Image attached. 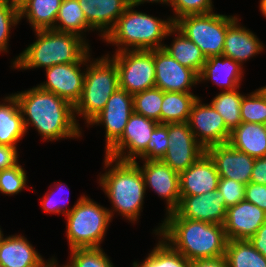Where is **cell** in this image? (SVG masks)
<instances>
[{"mask_svg":"<svg viewBox=\"0 0 266 267\" xmlns=\"http://www.w3.org/2000/svg\"><path fill=\"white\" fill-rule=\"evenodd\" d=\"M14 95L22 113L26 132L31 124L43 140L53 141L81 136L74 106L67 100L38 86Z\"/></svg>","mask_w":266,"mask_h":267,"instance_id":"cell-1","label":"cell"},{"mask_svg":"<svg viewBox=\"0 0 266 267\" xmlns=\"http://www.w3.org/2000/svg\"><path fill=\"white\" fill-rule=\"evenodd\" d=\"M162 222L154 234L190 262L225 256L228 240L224 225L181 218L175 211L167 214Z\"/></svg>","mask_w":266,"mask_h":267,"instance_id":"cell-2","label":"cell"},{"mask_svg":"<svg viewBox=\"0 0 266 267\" xmlns=\"http://www.w3.org/2000/svg\"><path fill=\"white\" fill-rule=\"evenodd\" d=\"M36 41L30 44L13 62V68H48L56 64L87 62L89 45L84 37L54 29L35 31Z\"/></svg>","mask_w":266,"mask_h":267,"instance_id":"cell-3","label":"cell"},{"mask_svg":"<svg viewBox=\"0 0 266 267\" xmlns=\"http://www.w3.org/2000/svg\"><path fill=\"white\" fill-rule=\"evenodd\" d=\"M104 162L105 169L112 168L100 175L99 185L113 205L114 210H109L111 218L115 211L130 222H136L140 216L146 194L139 163L137 160L119 161L107 156H105Z\"/></svg>","mask_w":266,"mask_h":267,"instance_id":"cell-4","label":"cell"},{"mask_svg":"<svg viewBox=\"0 0 266 267\" xmlns=\"http://www.w3.org/2000/svg\"><path fill=\"white\" fill-rule=\"evenodd\" d=\"M157 18L129 5L103 40L116 45L115 52L163 48V38L174 34V22L172 18Z\"/></svg>","mask_w":266,"mask_h":267,"instance_id":"cell-5","label":"cell"},{"mask_svg":"<svg viewBox=\"0 0 266 267\" xmlns=\"http://www.w3.org/2000/svg\"><path fill=\"white\" fill-rule=\"evenodd\" d=\"M109 56L107 54L94 61L87 57L82 95L74 106V114L83 116L87 124L105 107L110 96L119 88L118 69Z\"/></svg>","mask_w":266,"mask_h":267,"instance_id":"cell-6","label":"cell"},{"mask_svg":"<svg viewBox=\"0 0 266 267\" xmlns=\"http://www.w3.org/2000/svg\"><path fill=\"white\" fill-rule=\"evenodd\" d=\"M66 216V232L70 250L100 248L112 219L109 209L83 195Z\"/></svg>","mask_w":266,"mask_h":267,"instance_id":"cell-7","label":"cell"},{"mask_svg":"<svg viewBox=\"0 0 266 267\" xmlns=\"http://www.w3.org/2000/svg\"><path fill=\"white\" fill-rule=\"evenodd\" d=\"M236 16L214 12L186 15L174 22V26L193 41L206 58L223 54L227 27Z\"/></svg>","mask_w":266,"mask_h":267,"instance_id":"cell-8","label":"cell"},{"mask_svg":"<svg viewBox=\"0 0 266 267\" xmlns=\"http://www.w3.org/2000/svg\"><path fill=\"white\" fill-rule=\"evenodd\" d=\"M119 88L136 94L155 87L154 50H127L115 52Z\"/></svg>","mask_w":266,"mask_h":267,"instance_id":"cell-9","label":"cell"},{"mask_svg":"<svg viewBox=\"0 0 266 267\" xmlns=\"http://www.w3.org/2000/svg\"><path fill=\"white\" fill-rule=\"evenodd\" d=\"M158 124L155 120L133 112L123 134L105 151V156L119 161H136L147 148L152 132Z\"/></svg>","mask_w":266,"mask_h":267,"instance_id":"cell-10","label":"cell"},{"mask_svg":"<svg viewBox=\"0 0 266 267\" xmlns=\"http://www.w3.org/2000/svg\"><path fill=\"white\" fill-rule=\"evenodd\" d=\"M168 138L169 147L161 160L179 174L205 153L187 122L168 123Z\"/></svg>","mask_w":266,"mask_h":267,"instance_id":"cell-11","label":"cell"},{"mask_svg":"<svg viewBox=\"0 0 266 267\" xmlns=\"http://www.w3.org/2000/svg\"><path fill=\"white\" fill-rule=\"evenodd\" d=\"M198 97L193 103L187 121L196 140L206 149L216 144L228 143L231 131L222 116L211 104H202Z\"/></svg>","mask_w":266,"mask_h":267,"instance_id":"cell-12","label":"cell"},{"mask_svg":"<svg viewBox=\"0 0 266 267\" xmlns=\"http://www.w3.org/2000/svg\"><path fill=\"white\" fill-rule=\"evenodd\" d=\"M155 87L163 92L192 93L190 88L199 83V75L181 65L163 48L154 49Z\"/></svg>","mask_w":266,"mask_h":267,"instance_id":"cell-13","label":"cell"},{"mask_svg":"<svg viewBox=\"0 0 266 267\" xmlns=\"http://www.w3.org/2000/svg\"><path fill=\"white\" fill-rule=\"evenodd\" d=\"M134 112L133 95L118 88L108 99L105 107L89 122L88 125L105 126L107 150L122 134L126 124Z\"/></svg>","mask_w":266,"mask_h":267,"instance_id":"cell-14","label":"cell"},{"mask_svg":"<svg viewBox=\"0 0 266 267\" xmlns=\"http://www.w3.org/2000/svg\"><path fill=\"white\" fill-rule=\"evenodd\" d=\"M86 63L56 64L45 68L47 81L37 86L75 106L81 98L85 78V71H81L80 65H86Z\"/></svg>","mask_w":266,"mask_h":267,"instance_id":"cell-15","label":"cell"},{"mask_svg":"<svg viewBox=\"0 0 266 267\" xmlns=\"http://www.w3.org/2000/svg\"><path fill=\"white\" fill-rule=\"evenodd\" d=\"M140 167L145 187L152 188L158 196L166 200V215L174 212L180 202V176L164 161L143 160Z\"/></svg>","mask_w":266,"mask_h":267,"instance_id":"cell-16","label":"cell"},{"mask_svg":"<svg viewBox=\"0 0 266 267\" xmlns=\"http://www.w3.org/2000/svg\"><path fill=\"white\" fill-rule=\"evenodd\" d=\"M227 208L220 191L213 190L203 195L180 196L175 212L181 218L224 225Z\"/></svg>","mask_w":266,"mask_h":267,"instance_id":"cell-17","label":"cell"},{"mask_svg":"<svg viewBox=\"0 0 266 267\" xmlns=\"http://www.w3.org/2000/svg\"><path fill=\"white\" fill-rule=\"evenodd\" d=\"M205 152L213 160L220 178H228L244 185L250 182L255 158L240 152L229 143L209 146Z\"/></svg>","mask_w":266,"mask_h":267,"instance_id":"cell-18","label":"cell"},{"mask_svg":"<svg viewBox=\"0 0 266 267\" xmlns=\"http://www.w3.org/2000/svg\"><path fill=\"white\" fill-rule=\"evenodd\" d=\"M266 222V212L243 200L227 208L224 230L227 240H249Z\"/></svg>","mask_w":266,"mask_h":267,"instance_id":"cell-19","label":"cell"},{"mask_svg":"<svg viewBox=\"0 0 266 267\" xmlns=\"http://www.w3.org/2000/svg\"><path fill=\"white\" fill-rule=\"evenodd\" d=\"M179 176L180 196L203 195L217 190L220 180L215 164L206 152Z\"/></svg>","mask_w":266,"mask_h":267,"instance_id":"cell-20","label":"cell"},{"mask_svg":"<svg viewBox=\"0 0 266 267\" xmlns=\"http://www.w3.org/2000/svg\"><path fill=\"white\" fill-rule=\"evenodd\" d=\"M87 23L102 39L129 6V0H78Z\"/></svg>","mask_w":266,"mask_h":267,"instance_id":"cell-21","label":"cell"},{"mask_svg":"<svg viewBox=\"0 0 266 267\" xmlns=\"http://www.w3.org/2000/svg\"><path fill=\"white\" fill-rule=\"evenodd\" d=\"M238 20L236 18L227 27L222 55L233 59L242 66L244 61L260 54L264 45L253 32L238 24Z\"/></svg>","mask_w":266,"mask_h":267,"instance_id":"cell-22","label":"cell"},{"mask_svg":"<svg viewBox=\"0 0 266 267\" xmlns=\"http://www.w3.org/2000/svg\"><path fill=\"white\" fill-rule=\"evenodd\" d=\"M243 67L226 56H212L206 59L199 74V82L211 80L214 84L224 87L223 91L239 89L243 77Z\"/></svg>","mask_w":266,"mask_h":267,"instance_id":"cell-23","label":"cell"},{"mask_svg":"<svg viewBox=\"0 0 266 267\" xmlns=\"http://www.w3.org/2000/svg\"><path fill=\"white\" fill-rule=\"evenodd\" d=\"M44 261L24 236L2 237L0 241V264L4 267H39Z\"/></svg>","mask_w":266,"mask_h":267,"instance_id":"cell-24","label":"cell"},{"mask_svg":"<svg viewBox=\"0 0 266 267\" xmlns=\"http://www.w3.org/2000/svg\"><path fill=\"white\" fill-rule=\"evenodd\" d=\"M228 143L254 158L266 156V125L242 122L231 131Z\"/></svg>","mask_w":266,"mask_h":267,"instance_id":"cell-25","label":"cell"},{"mask_svg":"<svg viewBox=\"0 0 266 267\" xmlns=\"http://www.w3.org/2000/svg\"><path fill=\"white\" fill-rule=\"evenodd\" d=\"M0 103V144L17 148V142L26 134L22 113L14 94Z\"/></svg>","mask_w":266,"mask_h":267,"instance_id":"cell-26","label":"cell"},{"mask_svg":"<svg viewBox=\"0 0 266 267\" xmlns=\"http://www.w3.org/2000/svg\"><path fill=\"white\" fill-rule=\"evenodd\" d=\"M63 0H28L19 8L20 20L27 18L34 31L54 29Z\"/></svg>","mask_w":266,"mask_h":267,"instance_id":"cell-27","label":"cell"},{"mask_svg":"<svg viewBox=\"0 0 266 267\" xmlns=\"http://www.w3.org/2000/svg\"><path fill=\"white\" fill-rule=\"evenodd\" d=\"M174 33H177L176 38H174L170 46L164 45L163 49L181 65L194 70L199 75L207 58L201 49L175 26Z\"/></svg>","mask_w":266,"mask_h":267,"instance_id":"cell-28","label":"cell"},{"mask_svg":"<svg viewBox=\"0 0 266 267\" xmlns=\"http://www.w3.org/2000/svg\"><path fill=\"white\" fill-rule=\"evenodd\" d=\"M197 98L193 93L163 92L161 124L187 122Z\"/></svg>","mask_w":266,"mask_h":267,"instance_id":"cell-29","label":"cell"},{"mask_svg":"<svg viewBox=\"0 0 266 267\" xmlns=\"http://www.w3.org/2000/svg\"><path fill=\"white\" fill-rule=\"evenodd\" d=\"M54 30L74 33L83 37L86 30H94L86 21L78 0H63L55 21Z\"/></svg>","mask_w":266,"mask_h":267,"instance_id":"cell-30","label":"cell"},{"mask_svg":"<svg viewBox=\"0 0 266 267\" xmlns=\"http://www.w3.org/2000/svg\"><path fill=\"white\" fill-rule=\"evenodd\" d=\"M225 258L229 267H266V257L249 240H228Z\"/></svg>","mask_w":266,"mask_h":267,"instance_id":"cell-31","label":"cell"},{"mask_svg":"<svg viewBox=\"0 0 266 267\" xmlns=\"http://www.w3.org/2000/svg\"><path fill=\"white\" fill-rule=\"evenodd\" d=\"M134 267H190L191 262L175 250L167 241L160 238L143 262L136 261Z\"/></svg>","mask_w":266,"mask_h":267,"instance_id":"cell-32","label":"cell"},{"mask_svg":"<svg viewBox=\"0 0 266 267\" xmlns=\"http://www.w3.org/2000/svg\"><path fill=\"white\" fill-rule=\"evenodd\" d=\"M243 96L237 89L232 91L222 90L210 103L222 116L226 127L230 131L242 123L240 107Z\"/></svg>","mask_w":266,"mask_h":267,"instance_id":"cell-33","label":"cell"},{"mask_svg":"<svg viewBox=\"0 0 266 267\" xmlns=\"http://www.w3.org/2000/svg\"><path fill=\"white\" fill-rule=\"evenodd\" d=\"M163 91L153 87L133 95L134 112L161 124Z\"/></svg>","mask_w":266,"mask_h":267,"instance_id":"cell-34","label":"cell"},{"mask_svg":"<svg viewBox=\"0 0 266 267\" xmlns=\"http://www.w3.org/2000/svg\"><path fill=\"white\" fill-rule=\"evenodd\" d=\"M240 115L242 122L266 125V99L258 89L243 96Z\"/></svg>","mask_w":266,"mask_h":267,"instance_id":"cell-35","label":"cell"},{"mask_svg":"<svg viewBox=\"0 0 266 267\" xmlns=\"http://www.w3.org/2000/svg\"><path fill=\"white\" fill-rule=\"evenodd\" d=\"M71 260L68 267H114L110 258L102 248H75L71 249Z\"/></svg>","mask_w":266,"mask_h":267,"instance_id":"cell-36","label":"cell"},{"mask_svg":"<svg viewBox=\"0 0 266 267\" xmlns=\"http://www.w3.org/2000/svg\"><path fill=\"white\" fill-rule=\"evenodd\" d=\"M168 123L158 124L152 132L147 148L138 156L142 160H160L168 147Z\"/></svg>","mask_w":266,"mask_h":267,"instance_id":"cell-37","label":"cell"},{"mask_svg":"<svg viewBox=\"0 0 266 267\" xmlns=\"http://www.w3.org/2000/svg\"><path fill=\"white\" fill-rule=\"evenodd\" d=\"M18 22L19 9L9 0H0V52H8L10 29Z\"/></svg>","mask_w":266,"mask_h":267,"instance_id":"cell-38","label":"cell"},{"mask_svg":"<svg viewBox=\"0 0 266 267\" xmlns=\"http://www.w3.org/2000/svg\"><path fill=\"white\" fill-rule=\"evenodd\" d=\"M26 171L20 164L0 171V192L14 195L21 192L27 185Z\"/></svg>","mask_w":266,"mask_h":267,"instance_id":"cell-39","label":"cell"},{"mask_svg":"<svg viewBox=\"0 0 266 267\" xmlns=\"http://www.w3.org/2000/svg\"><path fill=\"white\" fill-rule=\"evenodd\" d=\"M175 13L171 17L175 22L186 15L207 14L213 12L212 0H171L170 4Z\"/></svg>","mask_w":266,"mask_h":267,"instance_id":"cell-40","label":"cell"},{"mask_svg":"<svg viewBox=\"0 0 266 267\" xmlns=\"http://www.w3.org/2000/svg\"><path fill=\"white\" fill-rule=\"evenodd\" d=\"M245 186L228 178H220L217 190L223 195L227 207L245 200Z\"/></svg>","mask_w":266,"mask_h":267,"instance_id":"cell-41","label":"cell"},{"mask_svg":"<svg viewBox=\"0 0 266 267\" xmlns=\"http://www.w3.org/2000/svg\"><path fill=\"white\" fill-rule=\"evenodd\" d=\"M55 186H57L55 190L58 191V192H55V191H51L50 193L47 192L45 194L44 198H42V200H41V207L44 210V212H46V213H51V214L52 213L53 214L62 213L63 215L66 216L73 209V207L70 208V209H66L65 208L66 205H67L66 203L69 202V200L67 199L66 200L67 202L66 203L64 202L63 205H62L60 203V201H62V200H58L54 196V194L55 193H59L65 187V185H63L62 183H59V184H56ZM67 197L68 196H66V198Z\"/></svg>","mask_w":266,"mask_h":267,"instance_id":"cell-42","label":"cell"},{"mask_svg":"<svg viewBox=\"0 0 266 267\" xmlns=\"http://www.w3.org/2000/svg\"><path fill=\"white\" fill-rule=\"evenodd\" d=\"M245 200L266 212V185L252 182L246 184Z\"/></svg>","mask_w":266,"mask_h":267,"instance_id":"cell-43","label":"cell"},{"mask_svg":"<svg viewBox=\"0 0 266 267\" xmlns=\"http://www.w3.org/2000/svg\"><path fill=\"white\" fill-rule=\"evenodd\" d=\"M17 148L0 144V171L18 164Z\"/></svg>","mask_w":266,"mask_h":267,"instance_id":"cell-44","label":"cell"},{"mask_svg":"<svg viewBox=\"0 0 266 267\" xmlns=\"http://www.w3.org/2000/svg\"><path fill=\"white\" fill-rule=\"evenodd\" d=\"M250 182L266 185V156L255 158Z\"/></svg>","mask_w":266,"mask_h":267,"instance_id":"cell-45","label":"cell"},{"mask_svg":"<svg viewBox=\"0 0 266 267\" xmlns=\"http://www.w3.org/2000/svg\"><path fill=\"white\" fill-rule=\"evenodd\" d=\"M249 242L266 257V222L259 227L257 232L249 239Z\"/></svg>","mask_w":266,"mask_h":267,"instance_id":"cell-46","label":"cell"},{"mask_svg":"<svg viewBox=\"0 0 266 267\" xmlns=\"http://www.w3.org/2000/svg\"><path fill=\"white\" fill-rule=\"evenodd\" d=\"M190 267H229L225 256L191 261Z\"/></svg>","mask_w":266,"mask_h":267,"instance_id":"cell-47","label":"cell"},{"mask_svg":"<svg viewBox=\"0 0 266 267\" xmlns=\"http://www.w3.org/2000/svg\"><path fill=\"white\" fill-rule=\"evenodd\" d=\"M144 2H156L159 3L161 2L162 4H171V0H129V5H133L134 7L143 4Z\"/></svg>","mask_w":266,"mask_h":267,"instance_id":"cell-48","label":"cell"},{"mask_svg":"<svg viewBox=\"0 0 266 267\" xmlns=\"http://www.w3.org/2000/svg\"><path fill=\"white\" fill-rule=\"evenodd\" d=\"M56 261L57 260L55 258H52L50 259V261L48 260V262L44 261L39 267H58ZM61 267H68V266L62 265Z\"/></svg>","mask_w":266,"mask_h":267,"instance_id":"cell-49","label":"cell"},{"mask_svg":"<svg viewBox=\"0 0 266 267\" xmlns=\"http://www.w3.org/2000/svg\"><path fill=\"white\" fill-rule=\"evenodd\" d=\"M16 8H20L28 0H9Z\"/></svg>","mask_w":266,"mask_h":267,"instance_id":"cell-50","label":"cell"},{"mask_svg":"<svg viewBox=\"0 0 266 267\" xmlns=\"http://www.w3.org/2000/svg\"><path fill=\"white\" fill-rule=\"evenodd\" d=\"M260 10L262 14L266 17V0L260 1Z\"/></svg>","mask_w":266,"mask_h":267,"instance_id":"cell-51","label":"cell"},{"mask_svg":"<svg viewBox=\"0 0 266 267\" xmlns=\"http://www.w3.org/2000/svg\"><path fill=\"white\" fill-rule=\"evenodd\" d=\"M258 90L265 96V99H266V86L261 87Z\"/></svg>","mask_w":266,"mask_h":267,"instance_id":"cell-52","label":"cell"},{"mask_svg":"<svg viewBox=\"0 0 266 267\" xmlns=\"http://www.w3.org/2000/svg\"><path fill=\"white\" fill-rule=\"evenodd\" d=\"M3 236L4 235H3L2 231H1V228H0V241H1V239H2Z\"/></svg>","mask_w":266,"mask_h":267,"instance_id":"cell-53","label":"cell"}]
</instances>
